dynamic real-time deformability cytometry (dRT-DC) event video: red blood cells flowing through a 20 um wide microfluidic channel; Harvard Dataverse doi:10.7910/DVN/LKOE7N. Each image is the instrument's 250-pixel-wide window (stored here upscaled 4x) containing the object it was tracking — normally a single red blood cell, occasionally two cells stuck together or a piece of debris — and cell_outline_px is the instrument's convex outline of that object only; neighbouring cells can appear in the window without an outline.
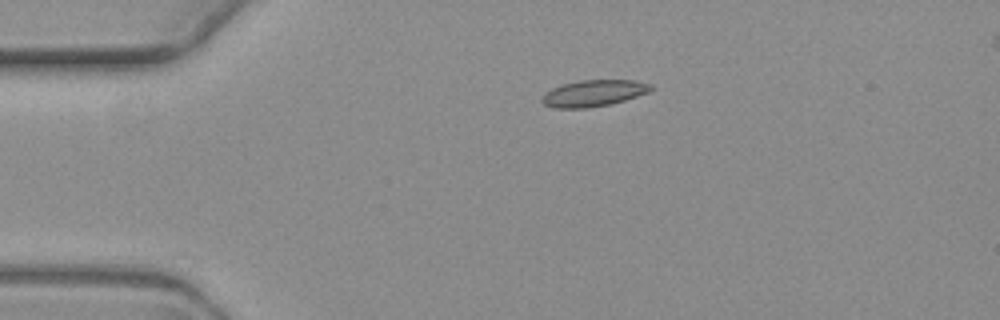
{"species": "common noctule bat (a hibernating species)", "species_latin": "Nyctalus noctula", "temperature_condition": "warm", "stored_images_in_passage": 6, "camera_frame_rate_fps": 3000, "um_per_image_px": 0.085, "animal": {"sex": "female", "body_mass_g": 19.3, "forearm_length_mm": 54.1}, "frame": {"image": 1, "passage_image": 1, "time_ms": 0.0, "image_size_px": [1000, 320], "cell_outline_px": [[652, 88], [648, 92], [612, 104], [588, 108], [556, 108], [544, 104], [540, 100], [544, 92], [560, 84], [580, 80], [632, 80], [652, 84]], "centroid_in_image_um": [50.41, 7.92], "position_along_channel_um": 34.6, "area_um2": 16.88}}
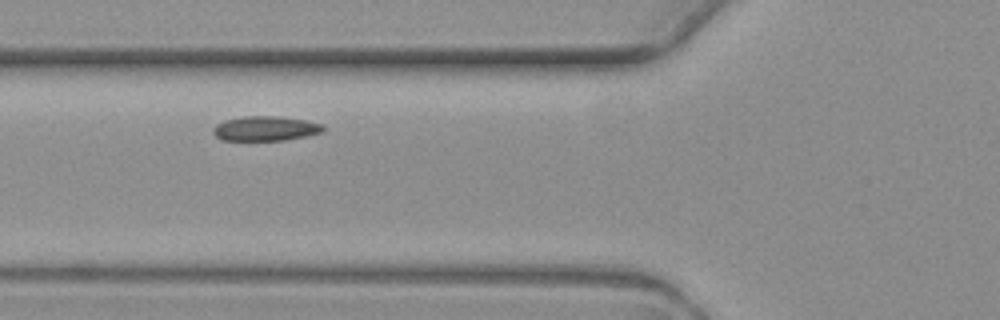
{"frame": {"image": 2, "passage_image": 4, "time_ms": 3.333, "image_size_px": [1000, 320], "cell_outline_px": [[324, 132], [308, 136], [284, 140], [220, 140], [212, 132], [212, 128], [216, 124], [224, 120], [244, 116], [276, 116], [304, 120], [324, 124]], "centroid_in_image_um": [22.56, 10.92], "position_along_channel_um": 103.2, "area_um2": 15.95}}
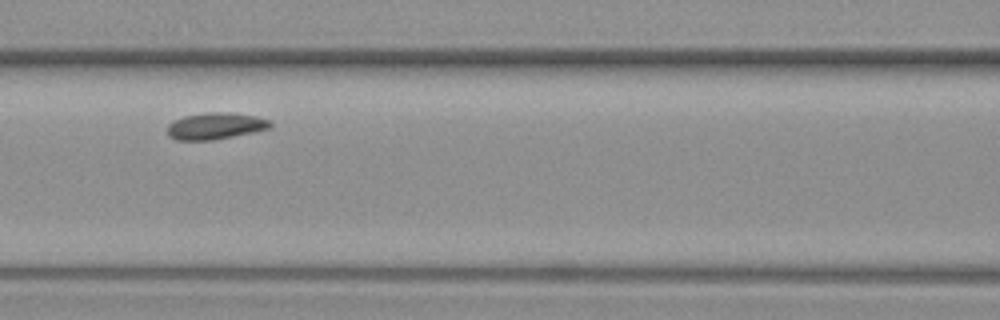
{"frame": {"image": 3, "passage_image": 5, "time_ms": 4.667, "image_size_px": [1000, 320], "cell_outline_px": [[272, 128], [256, 132], [212, 140], [176, 140], [168, 136], [168, 124], [172, 120], [184, 116], [208, 112], [232, 112], [256, 116], [268, 120], [272, 124]], "centroid_in_image_um": [18.32, 10.71], "position_along_channel_um": 148.3, "area_um2": 16.18}}